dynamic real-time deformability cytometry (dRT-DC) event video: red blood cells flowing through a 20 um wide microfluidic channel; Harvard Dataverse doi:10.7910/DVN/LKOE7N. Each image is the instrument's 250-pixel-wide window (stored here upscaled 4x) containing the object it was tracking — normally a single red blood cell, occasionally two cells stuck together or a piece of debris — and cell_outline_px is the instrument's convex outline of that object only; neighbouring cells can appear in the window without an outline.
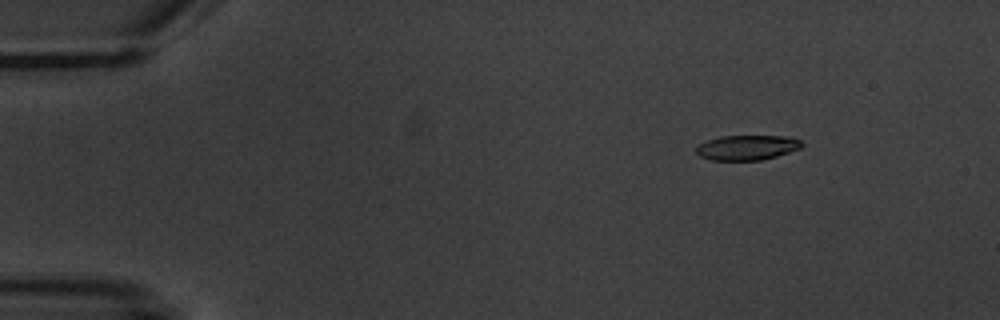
{"species": "common noctule bat (a hibernating species)", "species_latin": "Nyctalus noctula", "temperature_condition": "warm", "stored_images_in_passage": 6, "camera_frame_rate_fps": 3000, "um_per_image_px": 0.085, "animal": {"sex": "male", "body_mass_g": 20.1, "forearm_length_mm": 53.5}, "frame": {"image": 1, "passage_image": 3, "time_ms": 2.333, "image_size_px": [1000, 320], "cell_outline_px": [[804, 144], [800, 148], [776, 156], [760, 160], [712, 160], [700, 156], [696, 152], [696, 148], [700, 144], [708, 140], [720, 136], [792, 136], [800, 140]], "centroid_in_image_um": [63.52, 12.53], "position_along_channel_um": 21.5, "area_um2": 15.26}}